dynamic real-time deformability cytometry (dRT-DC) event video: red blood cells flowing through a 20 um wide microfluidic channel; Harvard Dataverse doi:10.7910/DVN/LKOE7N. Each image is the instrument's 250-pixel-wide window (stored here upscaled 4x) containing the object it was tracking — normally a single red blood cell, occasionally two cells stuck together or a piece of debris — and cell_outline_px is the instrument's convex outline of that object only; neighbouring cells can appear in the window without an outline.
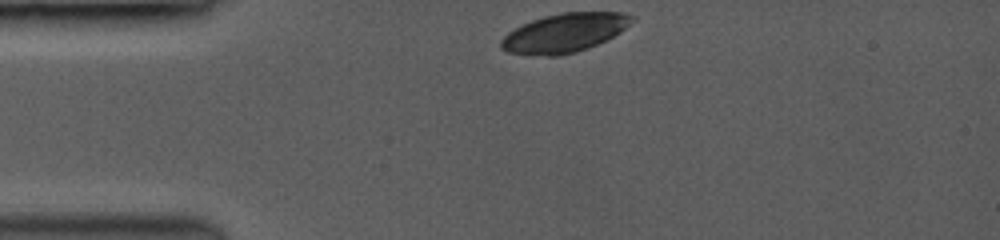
{"species": "common noctule bat (a hibernating species)", "species_latin": "Nyctalus noctula", "temperature_condition": "room temperature", "stored_images_in_passage": 13, "camera_frame_rate_fps": 3500, "um_per_image_px": 0.085, "animal": {"sex": "female", "body_mass_g": 19.0, "forearm_length_mm": 53.3}, "frame": {"image": 1, "passage_image": 1, "time_ms": 0.0, "image_size_px": [1000, 240], "cell_outline_px": [[632, 16], [628, 24], [620, 32], [596, 44], [572, 52], [556, 56], [548, 56], [508, 52], [500, 48], [500, 40], [508, 32], [532, 20], [544, 16], [564, 12], [620, 12]], "centroid_in_image_um": [47.92, 2.78], "position_along_channel_um": 37.1, "area_um2": 28.84}}